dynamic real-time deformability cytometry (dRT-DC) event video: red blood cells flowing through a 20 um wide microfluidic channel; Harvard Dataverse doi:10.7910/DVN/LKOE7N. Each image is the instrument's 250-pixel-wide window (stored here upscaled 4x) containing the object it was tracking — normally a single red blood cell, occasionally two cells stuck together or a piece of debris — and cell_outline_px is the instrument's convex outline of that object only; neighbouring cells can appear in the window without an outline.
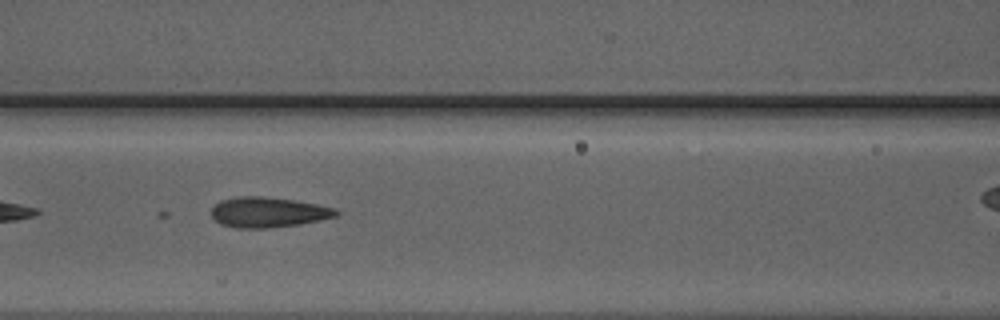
{"species": "Egyptian fruit bat (a non-hibernating species)", "species_latin": "Rousettus aegyptiacus", "temperature_condition": "warm", "stored_images_in_passage": 26, "camera_frame_rate_fps": 3000, "um_per_image_px": 0.085, "animal": {"sex": "male"}, "frame": {"image": 1, "passage_image": 6, "time_ms": 1.667, "image_size_px": [1000, 320], "cell_outline_px": [[340, 216], [300, 224], [268, 228], [236, 228], [220, 224], [208, 212], [220, 200], [236, 196], [264, 196], [292, 200], [316, 204], [336, 208], [340, 212]], "centroid_in_image_um": [22.79, 18.04], "position_along_channel_um": 143.8, "area_um2": 22.25}}